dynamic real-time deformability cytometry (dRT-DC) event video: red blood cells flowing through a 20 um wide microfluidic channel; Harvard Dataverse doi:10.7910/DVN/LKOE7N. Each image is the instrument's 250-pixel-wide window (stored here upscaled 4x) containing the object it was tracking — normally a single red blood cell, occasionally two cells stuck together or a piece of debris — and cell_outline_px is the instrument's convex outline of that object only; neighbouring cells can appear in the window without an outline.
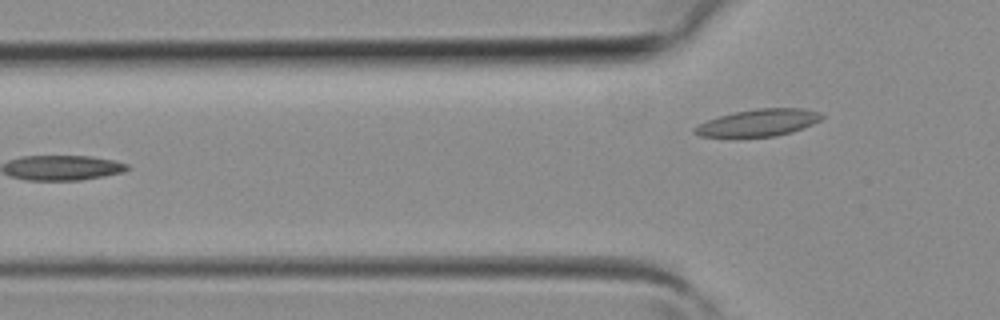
{"species": "common noctule bat (a hibernating species)", "species_latin": "Nyctalus noctula", "temperature_condition": "room temperature", "stored_images_in_passage": 6, "camera_frame_rate_fps": 3000, "um_per_image_px": 0.085, "animal": {"sex": "female", "body_mass_g": 19.3, "forearm_length_mm": 54.1}, "frame": {"image": 1, "passage_image": 6, "time_ms": 1.667, "image_size_px": [1000, 320], "cell_outline_px": [[824, 116], [820, 120], [812, 124], [792, 132], [776, 136], [700, 136], [692, 132], [692, 128], [708, 120], [732, 112], [756, 108], [800, 108], [820, 112]], "centroid_in_image_um": [64.48, 10.41], "position_along_channel_um": 61.3, "area_um2": 19.83}}